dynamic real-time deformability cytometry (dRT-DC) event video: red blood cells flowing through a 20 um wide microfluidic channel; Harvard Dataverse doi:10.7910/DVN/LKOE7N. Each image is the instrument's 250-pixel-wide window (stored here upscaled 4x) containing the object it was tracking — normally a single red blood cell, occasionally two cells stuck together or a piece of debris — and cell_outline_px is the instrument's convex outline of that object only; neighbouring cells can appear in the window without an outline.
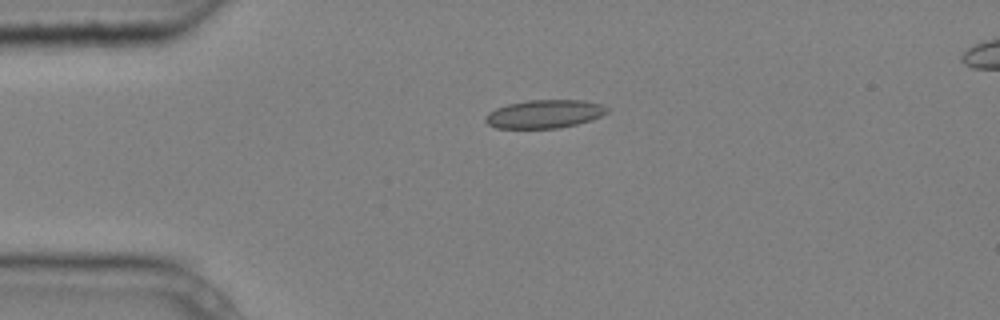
{"species": "common noctule bat (a hibernating species)", "species_latin": "Nyctalus noctula", "temperature_condition": "cold", "stored_images_in_passage": 3, "camera_frame_rate_fps": 3000, "um_per_image_px": 0.085, "animal": {"sex": "male", "body_mass_g": 20.4}, "frame": {"image": 1, "passage_image": 1, "time_ms": 0.0, "image_size_px": [1000, 320], "cell_outline_px": [[608, 112], [592, 120], [560, 128], [496, 128], [488, 124], [484, 120], [484, 116], [488, 112], [496, 108], [508, 104], [524, 100], [584, 100], [600, 104], [608, 108]], "centroid_in_image_um": [46.25, 9.68], "position_along_channel_um": 38.7, "area_um2": 20.17}}
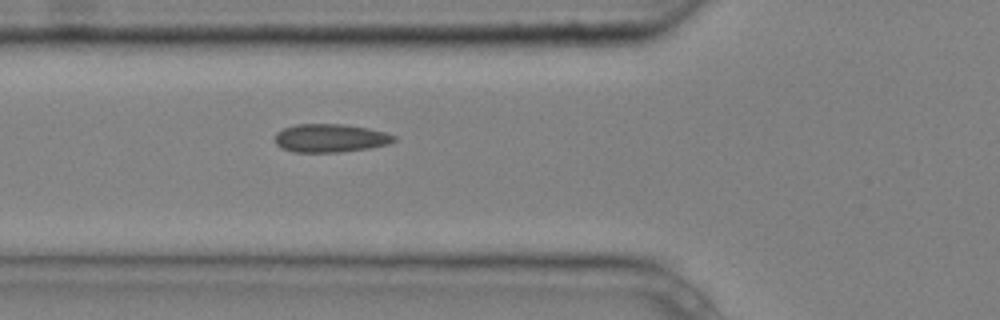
{"frame": {"image": 2, "passage_image": 3, "time_ms": 0.667, "image_size_px": [1000, 320], "cell_outline_px": [[396, 140], [388, 144], [368, 148], [340, 152], [292, 152], [280, 148], [276, 144], [276, 132], [284, 128], [296, 124], [344, 124], [368, 128], [384, 132], [396, 136]], "centroid_in_image_um": [28.06, 11.74], "position_along_channel_um": 97.7, "area_um2": 19.65}}